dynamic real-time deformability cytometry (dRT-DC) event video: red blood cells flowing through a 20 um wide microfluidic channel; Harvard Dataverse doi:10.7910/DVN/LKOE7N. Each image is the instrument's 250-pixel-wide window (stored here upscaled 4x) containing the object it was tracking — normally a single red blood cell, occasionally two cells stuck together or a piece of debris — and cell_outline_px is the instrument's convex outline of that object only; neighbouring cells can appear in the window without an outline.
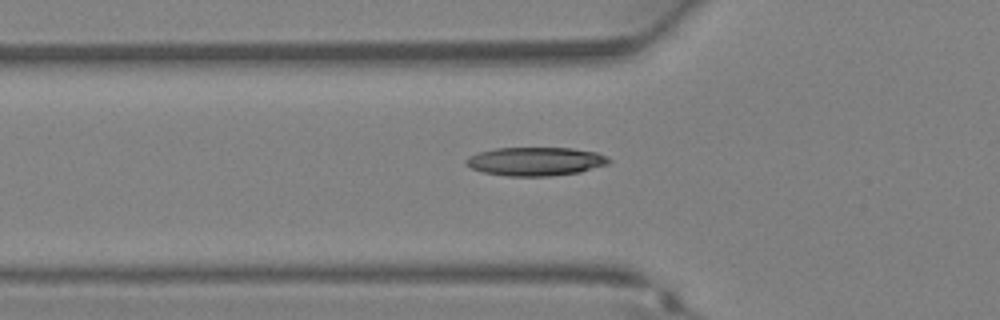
{"species": "Egyptian fruit bat (a non-hibernating species)", "species_latin": "Rousettus aegyptiacus", "temperature_condition": "warm", "stored_images_in_passage": 34, "camera_frame_rate_fps": 3000, "um_per_image_px": 0.085, "animal": {"sex": "female"}, "frame": {"image": 1, "passage_image": 12, "time_ms": 3.667, "image_size_px": [1000, 320], "cell_outline_px": [[612, 160], [608, 164], [580, 172], [548, 176], [508, 176], [484, 172], [472, 168], [464, 164], [464, 160], [468, 156], [480, 152], [496, 148], [572, 148], [596, 152], [608, 156]], "centroid_in_image_um": [45.53, 13.71], "position_along_channel_um": 80.3, "area_um2": 23.81}}
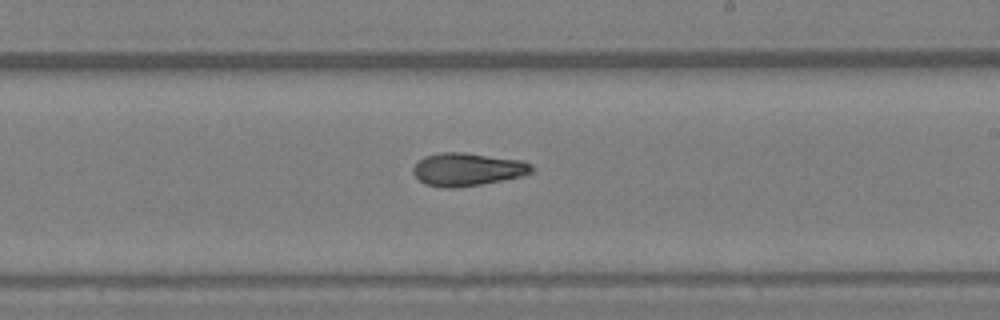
{"frame": {"image": 2, "passage_image": 21, "time_ms": 6.667, "image_size_px": [1000, 320], "cell_outline_px": [[536, 168], [532, 172], [520, 176], [480, 184], [452, 188], [448, 188], [424, 184], [412, 172], [412, 168], [424, 156], [440, 152], [464, 152], [524, 160], [532, 164]], "centroid_in_image_um": [39.75, 14.38], "position_along_channel_um": 249.3, "area_um2": 22.77}}
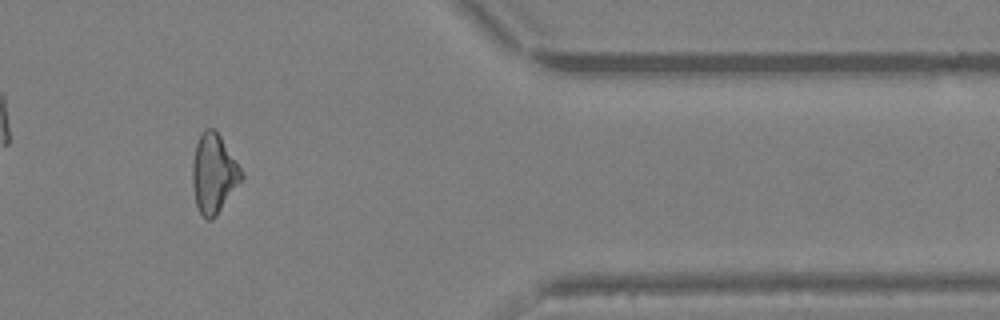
{"frame": {"image": 3, "passage_image": 30, "time_ms": 9.667, "image_size_px": [1000, 320], "cell_outline_px": [[244, 176], [216, 216], [212, 220], [208, 220], [200, 212], [196, 204], [192, 184], [192, 164], [196, 144], [204, 128], [212, 128], [220, 136], [244, 172]], "centroid_in_image_um": [18.16, 14.75], "position_along_channel_um": 393.2, "area_um2": 22.37}}